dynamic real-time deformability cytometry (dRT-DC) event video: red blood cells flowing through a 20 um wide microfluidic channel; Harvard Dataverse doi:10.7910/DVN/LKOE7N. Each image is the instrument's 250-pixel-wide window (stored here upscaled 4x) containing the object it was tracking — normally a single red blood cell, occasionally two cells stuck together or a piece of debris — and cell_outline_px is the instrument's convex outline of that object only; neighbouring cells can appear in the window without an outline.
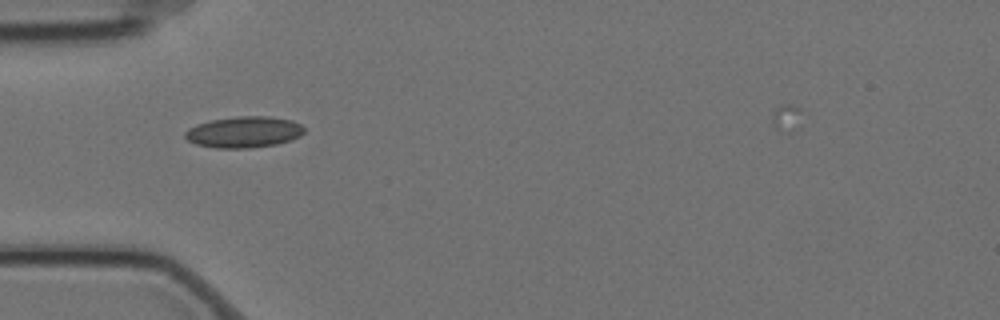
{"species": "Egyptian fruit bat (a non-hibernating species)", "species_latin": "Rousettus aegyptiacus", "temperature_condition": "cold", "stored_images_in_passage": 7, "camera_frame_rate_fps": 3000, "um_per_image_px": 0.085, "animal": {"sex": "female"}, "frame": {"image": 1, "passage_image": 7, "time_ms": 2.0, "image_size_px": [1000, 320], "cell_outline_px": [[304, 132], [300, 136], [292, 140], [276, 144], [248, 148], [216, 148], [196, 144], [188, 140], [184, 136], [184, 132], [188, 128], [196, 124], [212, 120], [236, 116], [268, 116], [292, 120], [300, 124], [304, 128]], "centroid_in_image_um": [20.73, 11.22], "position_along_channel_um": 64.3, "area_um2": 21.73}}